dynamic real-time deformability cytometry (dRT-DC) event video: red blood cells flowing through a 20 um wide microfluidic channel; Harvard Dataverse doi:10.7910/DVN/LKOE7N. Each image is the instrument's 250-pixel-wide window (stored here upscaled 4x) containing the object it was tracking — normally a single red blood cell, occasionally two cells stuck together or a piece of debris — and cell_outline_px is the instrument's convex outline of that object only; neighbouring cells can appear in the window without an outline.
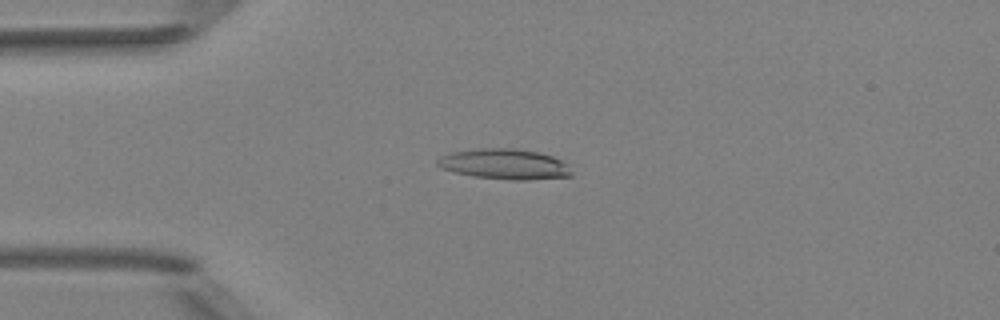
{"species": "Egyptian fruit bat (a non-hibernating species)", "species_latin": "Rousettus aegyptiacus", "temperature_condition": "room temperature", "stored_images_in_passage": 4, "camera_frame_rate_fps": 3000, "um_per_image_px": 0.085, "animal": {"sex": "female"}, "frame": {"image": 1, "passage_image": 3, "time_ms": 2.333, "image_size_px": [1000, 320], "cell_outline_px": [[572, 176], [528, 180], [512, 180], [472, 176], [456, 172], [444, 168], [436, 164], [436, 160], [440, 156], [452, 152], [480, 148], [512, 148], [540, 152], [552, 156], [560, 160], [572, 172]], "centroid_in_image_um": [42.88, 13.95], "position_along_channel_um": 42.1, "area_um2": 23.58}}